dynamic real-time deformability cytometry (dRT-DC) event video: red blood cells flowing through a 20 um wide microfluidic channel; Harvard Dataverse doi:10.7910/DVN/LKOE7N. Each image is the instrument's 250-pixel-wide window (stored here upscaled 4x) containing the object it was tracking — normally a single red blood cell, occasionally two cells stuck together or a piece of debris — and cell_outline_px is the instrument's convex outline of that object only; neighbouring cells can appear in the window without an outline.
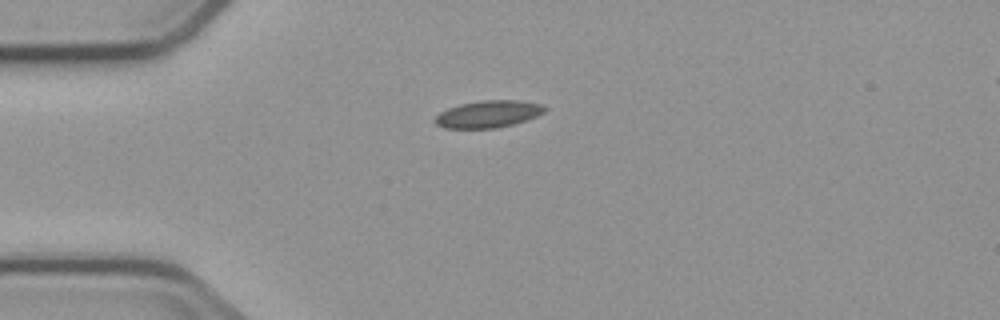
{"species": "common noctule bat (a hibernating species)", "species_latin": "Nyctalus noctula", "temperature_condition": "cold", "stored_images_in_passage": 3, "camera_frame_rate_fps": 3000, "um_per_image_px": 0.085, "animal": {"sex": "male", "body_mass_g": 23.1, "forearm_length_mm": 52.7}, "frame": {"image": 1, "passage_image": 1, "time_ms": 0.0, "image_size_px": [1000, 320], "cell_outline_px": [[548, 108], [544, 112], [536, 116], [512, 124], [496, 128], [444, 128], [436, 124], [432, 120], [440, 112], [448, 108], [460, 104], [480, 100], [520, 100], [540, 104]], "centroid_in_image_um": [41.47, 9.69], "position_along_channel_um": 43.5, "area_um2": 17.28}}
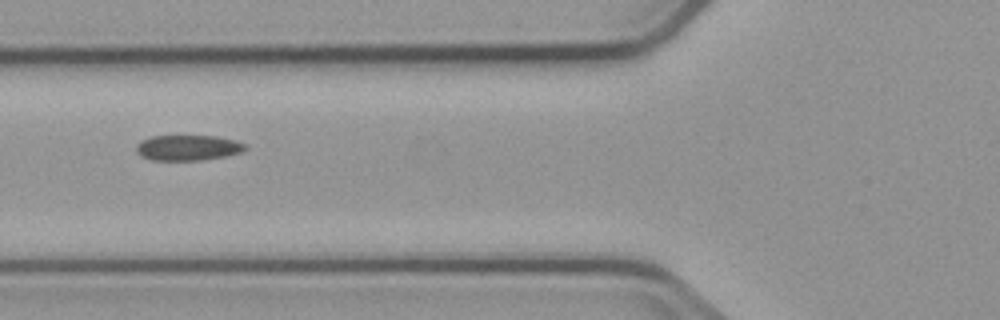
{"frame": {"image": 2, "passage_image": 3, "time_ms": 2.333, "image_size_px": [1000, 320], "cell_outline_px": [[248, 148], [240, 152], [224, 156], [200, 160], [152, 160], [140, 156], [136, 152], [136, 144], [140, 140], [152, 136], [216, 136], [236, 140], [248, 144]], "centroid_in_image_um": [15.96, 12.55], "position_along_channel_um": 109.8, "area_um2": 16.3}}